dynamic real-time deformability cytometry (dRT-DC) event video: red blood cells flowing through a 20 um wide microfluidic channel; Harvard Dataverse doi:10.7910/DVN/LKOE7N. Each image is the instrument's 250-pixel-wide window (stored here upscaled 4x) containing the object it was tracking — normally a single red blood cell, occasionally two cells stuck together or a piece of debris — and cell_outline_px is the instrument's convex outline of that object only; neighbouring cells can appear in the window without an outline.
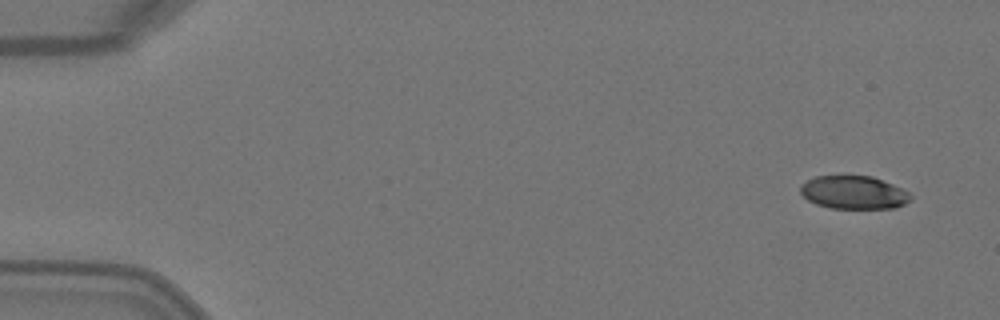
{"species": "Egyptian fruit bat (a non-hibernating species)", "species_latin": "Rousettus aegyptiacus", "temperature_condition": "warm", "stored_images_in_passage": 2, "camera_frame_rate_fps": 3000, "um_per_image_px": 0.085, "animal": {"sex": "female"}, "frame": {"image": 1, "passage_image": 2, "time_ms": 0.333, "image_size_px": [1000, 320], "cell_outline_px": [[912, 200], [896, 208], [828, 208], [816, 204], [808, 200], [800, 192], [800, 184], [816, 176], [872, 176], [892, 184], [908, 192], [912, 196]], "centroid_in_image_um": [72.56, 16.36], "position_along_channel_um": 12.4, "area_um2": 21.27}}